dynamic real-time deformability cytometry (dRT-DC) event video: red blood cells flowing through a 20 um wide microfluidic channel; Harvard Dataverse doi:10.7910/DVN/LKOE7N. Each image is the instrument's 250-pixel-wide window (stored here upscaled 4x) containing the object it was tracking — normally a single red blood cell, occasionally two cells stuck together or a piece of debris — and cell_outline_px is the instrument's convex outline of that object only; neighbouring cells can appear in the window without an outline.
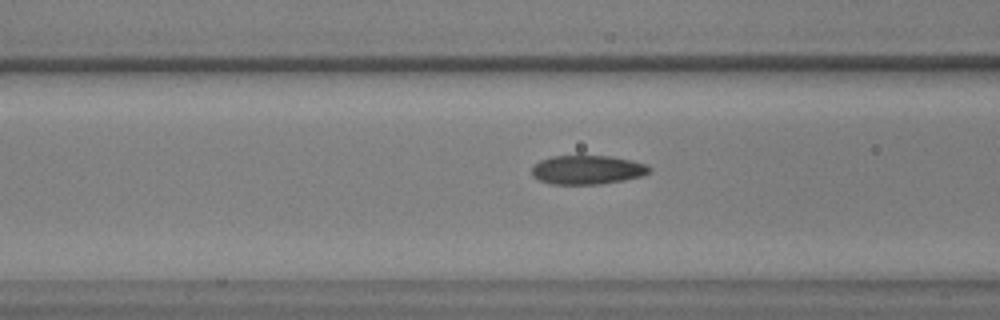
{"species": "common noctule bat (a hibernating species)", "species_latin": "Nyctalus noctula", "temperature_condition": "warm", "stored_images_in_passage": 38, "camera_frame_rate_fps": 3000, "um_per_image_px": 0.085, "animal": {"sex": "male", "body_mass_g": 17.9, "forearm_length_mm": 54.2}, "frame": {"image": 1, "passage_image": 14, "time_ms": 4.333, "image_size_px": [1000, 320], "cell_outline_px": [[652, 172], [644, 176], [624, 180], [600, 184], [552, 184], [540, 180], [532, 176], [532, 164], [540, 160], [552, 156], [612, 156], [632, 160], [648, 164], [652, 168]], "centroid_in_image_um": [49.97, 14.43], "position_along_channel_um": 116.6, "area_um2": 20.17}}
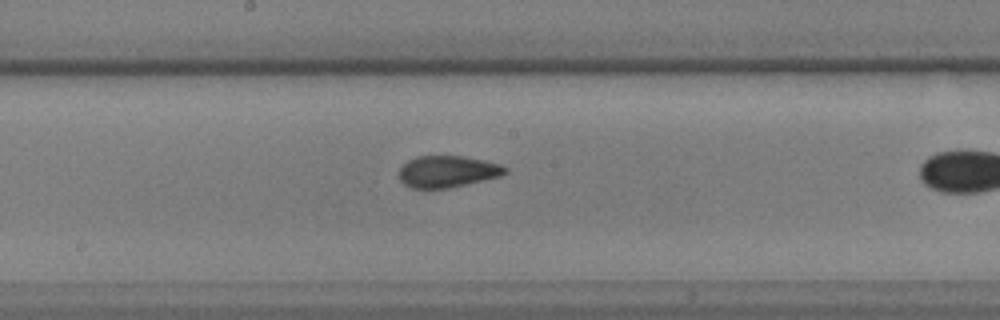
{"frame": {"image": 2, "passage_image": 22, "time_ms": 7.0, "image_size_px": [1000, 320], "cell_outline_px": [[508, 172], [500, 176], [448, 188], [412, 188], [404, 184], [400, 180], [400, 168], [408, 160], [416, 156], [464, 156], [484, 160], [500, 164], [508, 168]], "centroid_in_image_um": [38.04, 14.57], "position_along_channel_um": 210.2, "area_um2": 19.48}}
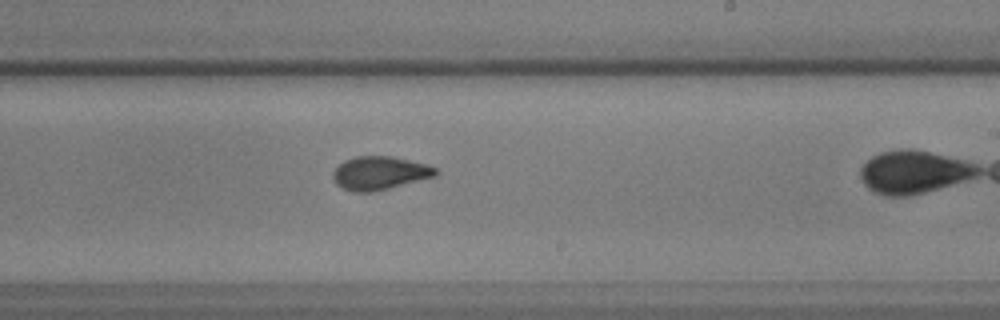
{"frame": {"image": 3, "passage_image": 26, "time_ms": 8.333, "image_size_px": [1000, 320], "cell_outline_px": [[440, 172], [436, 176], [372, 192], [356, 192], [344, 188], [336, 184], [332, 176], [332, 172], [344, 160], [356, 156], [392, 156], [428, 164], [436, 168]], "centroid_in_image_um": [32.29, 14.7], "position_along_channel_um": 256.7, "area_um2": 19.94}}